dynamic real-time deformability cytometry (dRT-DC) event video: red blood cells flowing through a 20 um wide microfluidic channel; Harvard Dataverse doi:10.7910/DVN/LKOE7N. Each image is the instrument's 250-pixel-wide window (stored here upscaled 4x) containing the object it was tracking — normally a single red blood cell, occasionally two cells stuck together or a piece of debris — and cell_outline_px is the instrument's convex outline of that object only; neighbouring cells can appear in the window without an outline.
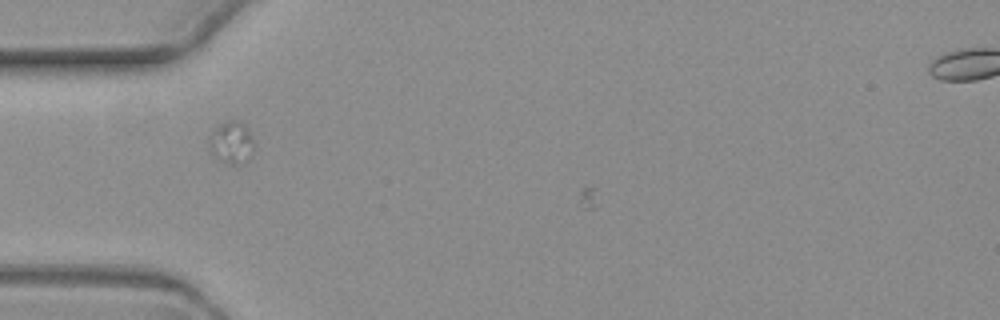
{"species": "common noctule bat (a hibernating species)", "species_latin": "Nyctalus noctula", "temperature_condition": "warm", "stored_images_in_passage": 6, "camera_frame_rate_fps": 3000, "um_per_image_px": 0.085, "animal": {"sex": "female", "body_mass_g": 19.3, "forearm_length_mm": 54.1}, "frame": {"image": 1, "passage_image": 5, "time_ms": 4.667, "image_size_px": [1000, 320], "cell_outline_px": [[252, 148], [248, 160], [244, 164], [228, 164], [212, 152], [208, 144], [208, 136], [220, 124], [228, 120], [236, 120], [244, 124], [252, 136]], "centroid_in_image_um": [19.67, 12.1], "position_along_channel_um": 65.3, "area_um2": 10.81}}